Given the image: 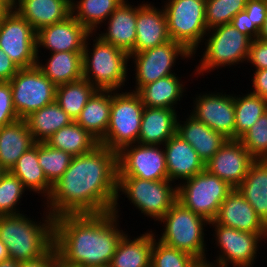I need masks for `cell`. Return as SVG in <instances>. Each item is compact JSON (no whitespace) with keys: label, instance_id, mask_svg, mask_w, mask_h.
Here are the masks:
<instances>
[{"label":"cell","instance_id":"1","mask_svg":"<svg viewBox=\"0 0 267 267\" xmlns=\"http://www.w3.org/2000/svg\"><path fill=\"white\" fill-rule=\"evenodd\" d=\"M117 181V152L99 144L91 152L72 158L42 206L53 218L111 212L117 198Z\"/></svg>","mask_w":267,"mask_h":267},{"label":"cell","instance_id":"2","mask_svg":"<svg viewBox=\"0 0 267 267\" xmlns=\"http://www.w3.org/2000/svg\"><path fill=\"white\" fill-rule=\"evenodd\" d=\"M112 211L54 218V246L61 267L109 266L126 234Z\"/></svg>","mask_w":267,"mask_h":267},{"label":"cell","instance_id":"3","mask_svg":"<svg viewBox=\"0 0 267 267\" xmlns=\"http://www.w3.org/2000/svg\"><path fill=\"white\" fill-rule=\"evenodd\" d=\"M43 210L39 221L24 212L0 216V240L6 244L10 259L34 260L54 246V218L45 206Z\"/></svg>","mask_w":267,"mask_h":267},{"label":"cell","instance_id":"4","mask_svg":"<svg viewBox=\"0 0 267 267\" xmlns=\"http://www.w3.org/2000/svg\"><path fill=\"white\" fill-rule=\"evenodd\" d=\"M128 64L130 61L127 52L103 41L95 33L87 36L82 52L83 78L97 90L125 91L123 88L125 82L129 84L128 70L131 69Z\"/></svg>","mask_w":267,"mask_h":267},{"label":"cell","instance_id":"5","mask_svg":"<svg viewBox=\"0 0 267 267\" xmlns=\"http://www.w3.org/2000/svg\"><path fill=\"white\" fill-rule=\"evenodd\" d=\"M158 223L163 224V228L158 235L160 237L156 235L157 240L194 256L201 263H206L209 250L206 248L207 234L204 231L209 225L208 220L177 200Z\"/></svg>","mask_w":267,"mask_h":267},{"label":"cell","instance_id":"6","mask_svg":"<svg viewBox=\"0 0 267 267\" xmlns=\"http://www.w3.org/2000/svg\"><path fill=\"white\" fill-rule=\"evenodd\" d=\"M204 41L205 46L204 44L201 46V49L204 47L201 51L202 58L199 59L200 62L195 66L192 74L194 76L196 74L195 77L201 78L204 73L206 75L226 66L227 68L233 66L232 69H234L239 64H247L252 40L231 23L209 29Z\"/></svg>","mask_w":267,"mask_h":267},{"label":"cell","instance_id":"7","mask_svg":"<svg viewBox=\"0 0 267 267\" xmlns=\"http://www.w3.org/2000/svg\"><path fill=\"white\" fill-rule=\"evenodd\" d=\"M121 192V194H120ZM128 198L130 204L145 217L158 222L177 201V184L169 180H143L137 177H118L117 198L112 212L120 218L119 198Z\"/></svg>","mask_w":267,"mask_h":267},{"label":"cell","instance_id":"8","mask_svg":"<svg viewBox=\"0 0 267 267\" xmlns=\"http://www.w3.org/2000/svg\"><path fill=\"white\" fill-rule=\"evenodd\" d=\"M144 108L140 96L127 87L125 92L112 91L109 125L99 144L118 153L125 146L138 143Z\"/></svg>","mask_w":267,"mask_h":267},{"label":"cell","instance_id":"9","mask_svg":"<svg viewBox=\"0 0 267 267\" xmlns=\"http://www.w3.org/2000/svg\"><path fill=\"white\" fill-rule=\"evenodd\" d=\"M163 3L161 7L165 12L170 39L182 44L195 58L197 48L203 44L208 31L206 0H166Z\"/></svg>","mask_w":267,"mask_h":267},{"label":"cell","instance_id":"10","mask_svg":"<svg viewBox=\"0 0 267 267\" xmlns=\"http://www.w3.org/2000/svg\"><path fill=\"white\" fill-rule=\"evenodd\" d=\"M209 227L214 228L211 235L215 240V248L218 247L219 250H217V257L215 256L216 259L213 261L208 259L206 263L215 267H254L256 258L260 256L257 254H260L261 244L267 241V234L242 232L219 225L214 221L209 222Z\"/></svg>","mask_w":267,"mask_h":267},{"label":"cell","instance_id":"11","mask_svg":"<svg viewBox=\"0 0 267 267\" xmlns=\"http://www.w3.org/2000/svg\"><path fill=\"white\" fill-rule=\"evenodd\" d=\"M233 188L206 169L177 185V200L186 208L213 221Z\"/></svg>","mask_w":267,"mask_h":267},{"label":"cell","instance_id":"12","mask_svg":"<svg viewBox=\"0 0 267 267\" xmlns=\"http://www.w3.org/2000/svg\"><path fill=\"white\" fill-rule=\"evenodd\" d=\"M181 57V58H179ZM193 59L190 53L182 44L170 40L162 45L150 48L138 53L129 54V61L134 63L135 86L130 91L137 92L144 85L157 81L158 79L177 74L174 71L176 62ZM177 60V61H176ZM174 71V72H173Z\"/></svg>","mask_w":267,"mask_h":267},{"label":"cell","instance_id":"13","mask_svg":"<svg viewBox=\"0 0 267 267\" xmlns=\"http://www.w3.org/2000/svg\"><path fill=\"white\" fill-rule=\"evenodd\" d=\"M13 105L19 119L55 101L56 86L35 65L20 68L9 81Z\"/></svg>","mask_w":267,"mask_h":267},{"label":"cell","instance_id":"14","mask_svg":"<svg viewBox=\"0 0 267 267\" xmlns=\"http://www.w3.org/2000/svg\"><path fill=\"white\" fill-rule=\"evenodd\" d=\"M118 177L168 180L163 146L140 143L125 146L117 153Z\"/></svg>","mask_w":267,"mask_h":267},{"label":"cell","instance_id":"15","mask_svg":"<svg viewBox=\"0 0 267 267\" xmlns=\"http://www.w3.org/2000/svg\"><path fill=\"white\" fill-rule=\"evenodd\" d=\"M37 32L14 9L0 21V48L19 68L37 63Z\"/></svg>","mask_w":267,"mask_h":267},{"label":"cell","instance_id":"16","mask_svg":"<svg viewBox=\"0 0 267 267\" xmlns=\"http://www.w3.org/2000/svg\"><path fill=\"white\" fill-rule=\"evenodd\" d=\"M193 99L190 114L209 126L212 130L223 134L227 139H235V107L234 94L221 92H201Z\"/></svg>","mask_w":267,"mask_h":267},{"label":"cell","instance_id":"17","mask_svg":"<svg viewBox=\"0 0 267 267\" xmlns=\"http://www.w3.org/2000/svg\"><path fill=\"white\" fill-rule=\"evenodd\" d=\"M255 159L238 139H228L224 145L205 163V169L237 188Z\"/></svg>","mask_w":267,"mask_h":267},{"label":"cell","instance_id":"18","mask_svg":"<svg viewBox=\"0 0 267 267\" xmlns=\"http://www.w3.org/2000/svg\"><path fill=\"white\" fill-rule=\"evenodd\" d=\"M89 34L90 32L70 15L63 21L37 31V56L41 54V49L49 50V54L60 51L83 52Z\"/></svg>","mask_w":267,"mask_h":267},{"label":"cell","instance_id":"19","mask_svg":"<svg viewBox=\"0 0 267 267\" xmlns=\"http://www.w3.org/2000/svg\"><path fill=\"white\" fill-rule=\"evenodd\" d=\"M213 221L242 232L267 234V225L237 188L228 193Z\"/></svg>","mask_w":267,"mask_h":267},{"label":"cell","instance_id":"20","mask_svg":"<svg viewBox=\"0 0 267 267\" xmlns=\"http://www.w3.org/2000/svg\"><path fill=\"white\" fill-rule=\"evenodd\" d=\"M168 180L179 185L205 170V163L195 149L175 133L163 145Z\"/></svg>","mask_w":267,"mask_h":267},{"label":"cell","instance_id":"21","mask_svg":"<svg viewBox=\"0 0 267 267\" xmlns=\"http://www.w3.org/2000/svg\"><path fill=\"white\" fill-rule=\"evenodd\" d=\"M136 42L130 54L138 53L170 41L164 9L154 3L137 5Z\"/></svg>","mask_w":267,"mask_h":267},{"label":"cell","instance_id":"22","mask_svg":"<svg viewBox=\"0 0 267 267\" xmlns=\"http://www.w3.org/2000/svg\"><path fill=\"white\" fill-rule=\"evenodd\" d=\"M137 6L123 1L103 23V31L95 32L103 41L130 54L136 42Z\"/></svg>","mask_w":267,"mask_h":267},{"label":"cell","instance_id":"23","mask_svg":"<svg viewBox=\"0 0 267 267\" xmlns=\"http://www.w3.org/2000/svg\"><path fill=\"white\" fill-rule=\"evenodd\" d=\"M184 117L182 121L178 114L176 133L195 149L204 163L208 162L228 139L191 114Z\"/></svg>","mask_w":267,"mask_h":267},{"label":"cell","instance_id":"24","mask_svg":"<svg viewBox=\"0 0 267 267\" xmlns=\"http://www.w3.org/2000/svg\"><path fill=\"white\" fill-rule=\"evenodd\" d=\"M14 10L37 32L71 15V0H15Z\"/></svg>","mask_w":267,"mask_h":267},{"label":"cell","instance_id":"25","mask_svg":"<svg viewBox=\"0 0 267 267\" xmlns=\"http://www.w3.org/2000/svg\"><path fill=\"white\" fill-rule=\"evenodd\" d=\"M178 110L146 107L143 110L138 143L162 146L177 130Z\"/></svg>","mask_w":267,"mask_h":267},{"label":"cell","instance_id":"26","mask_svg":"<svg viewBox=\"0 0 267 267\" xmlns=\"http://www.w3.org/2000/svg\"><path fill=\"white\" fill-rule=\"evenodd\" d=\"M156 230H147L140 236L130 237L127 232L120 240L109 267H150ZM132 238V239H131Z\"/></svg>","mask_w":267,"mask_h":267},{"label":"cell","instance_id":"27","mask_svg":"<svg viewBox=\"0 0 267 267\" xmlns=\"http://www.w3.org/2000/svg\"><path fill=\"white\" fill-rule=\"evenodd\" d=\"M172 74L157 81L148 83L141 87L136 93L140 96L142 103L146 107L175 109L184 97L186 81ZM184 94V95H183ZM179 101V103H178Z\"/></svg>","mask_w":267,"mask_h":267},{"label":"cell","instance_id":"28","mask_svg":"<svg viewBox=\"0 0 267 267\" xmlns=\"http://www.w3.org/2000/svg\"><path fill=\"white\" fill-rule=\"evenodd\" d=\"M49 55L43 58L46 60L43 63L41 55L37 56L36 66L56 87L83 78L82 52L60 51Z\"/></svg>","mask_w":267,"mask_h":267},{"label":"cell","instance_id":"29","mask_svg":"<svg viewBox=\"0 0 267 267\" xmlns=\"http://www.w3.org/2000/svg\"><path fill=\"white\" fill-rule=\"evenodd\" d=\"M34 144L24 119L0 127V166L10 171L20 156Z\"/></svg>","mask_w":267,"mask_h":267},{"label":"cell","instance_id":"30","mask_svg":"<svg viewBox=\"0 0 267 267\" xmlns=\"http://www.w3.org/2000/svg\"><path fill=\"white\" fill-rule=\"evenodd\" d=\"M10 172L21 180L30 193L33 192L32 195H40L44 201L50 196L53 185L47 180L38 163V143L20 156Z\"/></svg>","mask_w":267,"mask_h":267},{"label":"cell","instance_id":"31","mask_svg":"<svg viewBox=\"0 0 267 267\" xmlns=\"http://www.w3.org/2000/svg\"><path fill=\"white\" fill-rule=\"evenodd\" d=\"M112 90H97L88 100L76 122L100 141L110 120Z\"/></svg>","mask_w":267,"mask_h":267},{"label":"cell","instance_id":"32","mask_svg":"<svg viewBox=\"0 0 267 267\" xmlns=\"http://www.w3.org/2000/svg\"><path fill=\"white\" fill-rule=\"evenodd\" d=\"M237 189L267 225V159L254 160Z\"/></svg>","mask_w":267,"mask_h":267},{"label":"cell","instance_id":"33","mask_svg":"<svg viewBox=\"0 0 267 267\" xmlns=\"http://www.w3.org/2000/svg\"><path fill=\"white\" fill-rule=\"evenodd\" d=\"M35 143L46 142L56 131L73 119L54 101L24 118Z\"/></svg>","mask_w":267,"mask_h":267},{"label":"cell","instance_id":"34","mask_svg":"<svg viewBox=\"0 0 267 267\" xmlns=\"http://www.w3.org/2000/svg\"><path fill=\"white\" fill-rule=\"evenodd\" d=\"M46 143L74 156L91 152L99 141L76 121L56 131Z\"/></svg>","mask_w":267,"mask_h":267},{"label":"cell","instance_id":"35","mask_svg":"<svg viewBox=\"0 0 267 267\" xmlns=\"http://www.w3.org/2000/svg\"><path fill=\"white\" fill-rule=\"evenodd\" d=\"M123 1L71 0V15L90 33H95Z\"/></svg>","mask_w":267,"mask_h":267},{"label":"cell","instance_id":"36","mask_svg":"<svg viewBox=\"0 0 267 267\" xmlns=\"http://www.w3.org/2000/svg\"><path fill=\"white\" fill-rule=\"evenodd\" d=\"M96 91L97 89L87 79L81 78L57 86L55 101L73 121H76L82 109Z\"/></svg>","mask_w":267,"mask_h":267},{"label":"cell","instance_id":"37","mask_svg":"<svg viewBox=\"0 0 267 267\" xmlns=\"http://www.w3.org/2000/svg\"><path fill=\"white\" fill-rule=\"evenodd\" d=\"M234 94L235 139H239L267 111V100L249 91Z\"/></svg>","mask_w":267,"mask_h":267},{"label":"cell","instance_id":"38","mask_svg":"<svg viewBox=\"0 0 267 267\" xmlns=\"http://www.w3.org/2000/svg\"><path fill=\"white\" fill-rule=\"evenodd\" d=\"M72 158L71 154L53 148L46 142L38 143V163L52 185L68 169Z\"/></svg>","mask_w":267,"mask_h":267},{"label":"cell","instance_id":"39","mask_svg":"<svg viewBox=\"0 0 267 267\" xmlns=\"http://www.w3.org/2000/svg\"><path fill=\"white\" fill-rule=\"evenodd\" d=\"M25 191L28 190L21 180L10 171H5L0 177V216L21 214L23 210L18 206L23 205L21 199Z\"/></svg>","mask_w":267,"mask_h":267},{"label":"cell","instance_id":"40","mask_svg":"<svg viewBox=\"0 0 267 267\" xmlns=\"http://www.w3.org/2000/svg\"><path fill=\"white\" fill-rule=\"evenodd\" d=\"M201 262L194 256L169 247L156 238L151 252V267H197Z\"/></svg>","mask_w":267,"mask_h":267},{"label":"cell","instance_id":"41","mask_svg":"<svg viewBox=\"0 0 267 267\" xmlns=\"http://www.w3.org/2000/svg\"><path fill=\"white\" fill-rule=\"evenodd\" d=\"M247 0H206L207 29L231 23L234 16L245 10Z\"/></svg>","mask_w":267,"mask_h":267},{"label":"cell","instance_id":"42","mask_svg":"<svg viewBox=\"0 0 267 267\" xmlns=\"http://www.w3.org/2000/svg\"><path fill=\"white\" fill-rule=\"evenodd\" d=\"M238 140L255 160L267 159V111Z\"/></svg>","mask_w":267,"mask_h":267},{"label":"cell","instance_id":"43","mask_svg":"<svg viewBox=\"0 0 267 267\" xmlns=\"http://www.w3.org/2000/svg\"><path fill=\"white\" fill-rule=\"evenodd\" d=\"M19 120L13 105L10 82H0V127Z\"/></svg>","mask_w":267,"mask_h":267},{"label":"cell","instance_id":"44","mask_svg":"<svg viewBox=\"0 0 267 267\" xmlns=\"http://www.w3.org/2000/svg\"><path fill=\"white\" fill-rule=\"evenodd\" d=\"M248 65H253L255 70L267 69V42L254 39L251 42L249 55L247 59Z\"/></svg>","mask_w":267,"mask_h":267},{"label":"cell","instance_id":"45","mask_svg":"<svg viewBox=\"0 0 267 267\" xmlns=\"http://www.w3.org/2000/svg\"><path fill=\"white\" fill-rule=\"evenodd\" d=\"M245 10L251 19V24L260 30L267 14V0H247Z\"/></svg>","mask_w":267,"mask_h":267},{"label":"cell","instance_id":"46","mask_svg":"<svg viewBox=\"0 0 267 267\" xmlns=\"http://www.w3.org/2000/svg\"><path fill=\"white\" fill-rule=\"evenodd\" d=\"M231 24L252 41L259 36L260 30L254 24H251V19L246 10L238 12L232 19Z\"/></svg>","mask_w":267,"mask_h":267},{"label":"cell","instance_id":"47","mask_svg":"<svg viewBox=\"0 0 267 267\" xmlns=\"http://www.w3.org/2000/svg\"><path fill=\"white\" fill-rule=\"evenodd\" d=\"M19 267H61L60 258L55 246L43 256L29 261L19 262Z\"/></svg>","mask_w":267,"mask_h":267},{"label":"cell","instance_id":"48","mask_svg":"<svg viewBox=\"0 0 267 267\" xmlns=\"http://www.w3.org/2000/svg\"><path fill=\"white\" fill-rule=\"evenodd\" d=\"M19 69L17 64L0 48V82H9Z\"/></svg>","mask_w":267,"mask_h":267},{"label":"cell","instance_id":"49","mask_svg":"<svg viewBox=\"0 0 267 267\" xmlns=\"http://www.w3.org/2000/svg\"><path fill=\"white\" fill-rule=\"evenodd\" d=\"M252 87L250 93L267 100V69L253 70Z\"/></svg>","mask_w":267,"mask_h":267},{"label":"cell","instance_id":"50","mask_svg":"<svg viewBox=\"0 0 267 267\" xmlns=\"http://www.w3.org/2000/svg\"><path fill=\"white\" fill-rule=\"evenodd\" d=\"M14 5L15 0H0V21L14 9Z\"/></svg>","mask_w":267,"mask_h":267},{"label":"cell","instance_id":"51","mask_svg":"<svg viewBox=\"0 0 267 267\" xmlns=\"http://www.w3.org/2000/svg\"><path fill=\"white\" fill-rule=\"evenodd\" d=\"M10 259L6 244L0 240V262Z\"/></svg>","mask_w":267,"mask_h":267},{"label":"cell","instance_id":"52","mask_svg":"<svg viewBox=\"0 0 267 267\" xmlns=\"http://www.w3.org/2000/svg\"><path fill=\"white\" fill-rule=\"evenodd\" d=\"M258 39L267 42V14H266L265 22L259 31Z\"/></svg>","mask_w":267,"mask_h":267},{"label":"cell","instance_id":"53","mask_svg":"<svg viewBox=\"0 0 267 267\" xmlns=\"http://www.w3.org/2000/svg\"><path fill=\"white\" fill-rule=\"evenodd\" d=\"M0 267H19V262L13 259H8L0 262Z\"/></svg>","mask_w":267,"mask_h":267},{"label":"cell","instance_id":"54","mask_svg":"<svg viewBox=\"0 0 267 267\" xmlns=\"http://www.w3.org/2000/svg\"><path fill=\"white\" fill-rule=\"evenodd\" d=\"M197 267H215V266L210 265L208 263H200Z\"/></svg>","mask_w":267,"mask_h":267},{"label":"cell","instance_id":"55","mask_svg":"<svg viewBox=\"0 0 267 267\" xmlns=\"http://www.w3.org/2000/svg\"><path fill=\"white\" fill-rule=\"evenodd\" d=\"M5 172V170L0 166V177Z\"/></svg>","mask_w":267,"mask_h":267},{"label":"cell","instance_id":"56","mask_svg":"<svg viewBox=\"0 0 267 267\" xmlns=\"http://www.w3.org/2000/svg\"><path fill=\"white\" fill-rule=\"evenodd\" d=\"M88 267H109V266H88Z\"/></svg>","mask_w":267,"mask_h":267}]
</instances>
